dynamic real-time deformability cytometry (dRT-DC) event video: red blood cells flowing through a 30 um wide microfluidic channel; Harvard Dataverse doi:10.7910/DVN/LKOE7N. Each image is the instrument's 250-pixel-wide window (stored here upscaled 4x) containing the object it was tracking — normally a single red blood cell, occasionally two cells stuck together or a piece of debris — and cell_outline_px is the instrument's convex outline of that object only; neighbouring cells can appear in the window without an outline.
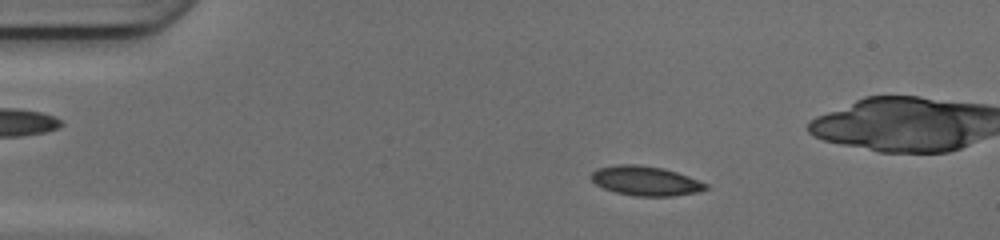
{"species": "common noctule bat (a hibernating species)", "species_latin": "Nyctalus noctula", "temperature_condition": "cold", "stored_images_in_passage": 44, "camera_frame_rate_fps": 3000, "um_per_image_px": 0.085, "animal": {"sex": "female", "body_mass_g": 17.0, "forearm_length_mm": 48.0}, "frame": {"image": 1, "passage_image": 9, "time_ms": 2.667, "image_size_px": [1000, 240], "cell_outline_px": [[708, 188], [700, 192], [672, 196], [636, 196], [616, 192], [604, 188], [596, 184], [588, 176], [596, 168], [616, 164], [640, 164], [664, 168], [688, 176], [708, 184]], "centroid_in_image_um": [54.86, 15.36], "position_along_channel_um": 30.1, "area_um2": 19.88}}
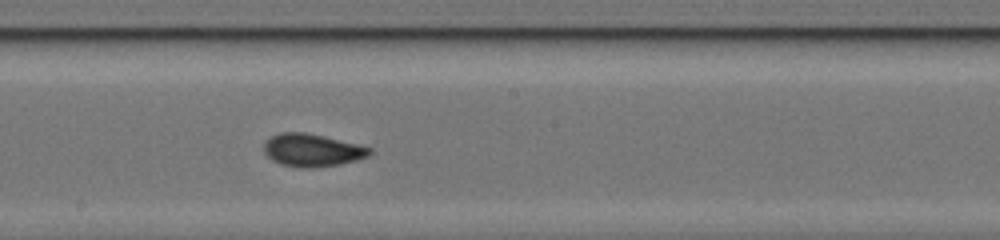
{"frame": {"image": 2, "passage_image": 27, "time_ms": 8.667, "image_size_px": [1000, 240], "cell_outline_px": [[372, 152], [368, 156], [356, 160], [340, 164], [312, 168], [300, 168], [280, 164], [272, 160], [264, 152], [264, 144], [272, 136], [280, 132], [304, 132], [356, 144], [372, 148]], "centroid_in_image_um": [26.52, 12.78], "position_along_channel_um": 221.7, "area_um2": 19.94}}
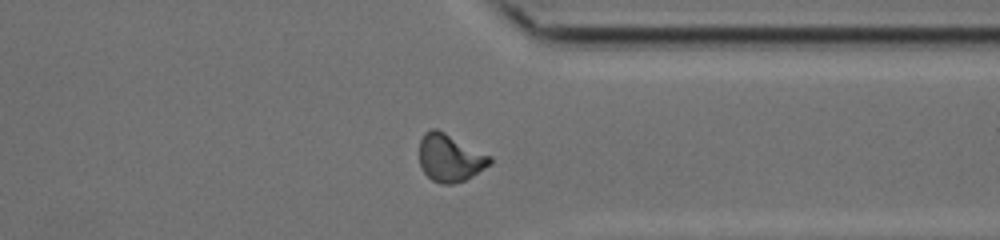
{"frame": {"image": 3, "passage_image": 38, "time_ms": 12.333, "image_size_px": [1000, 240], "cell_outline_px": [[492, 164], [472, 176], [464, 180], [452, 184], [440, 184], [432, 180], [420, 168], [420, 140], [424, 132], [432, 128], [436, 128], [492, 156]], "centroid_in_image_um": [38.25, 13.42], "position_along_channel_um": 373.2, "area_um2": 19.59}}